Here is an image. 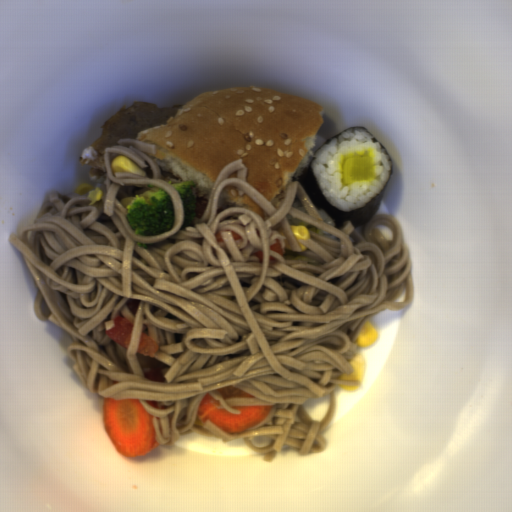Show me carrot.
I'll list each match as a JSON object with an SVG mask.
<instances>
[{"instance_id":"2","label":"carrot","mask_w":512,"mask_h":512,"mask_svg":"<svg viewBox=\"0 0 512 512\" xmlns=\"http://www.w3.org/2000/svg\"><path fill=\"white\" fill-rule=\"evenodd\" d=\"M241 410L240 414H231L221 406L219 400L206 393L200 400L197 416L201 422L211 421L228 434H241L269 416L274 405L231 406Z\"/></svg>"},{"instance_id":"3","label":"carrot","mask_w":512,"mask_h":512,"mask_svg":"<svg viewBox=\"0 0 512 512\" xmlns=\"http://www.w3.org/2000/svg\"><path fill=\"white\" fill-rule=\"evenodd\" d=\"M219 394L223 397V399L226 401V398H257L248 392L239 389L234 386H228L221 389H217Z\"/></svg>"},{"instance_id":"1","label":"carrot","mask_w":512,"mask_h":512,"mask_svg":"<svg viewBox=\"0 0 512 512\" xmlns=\"http://www.w3.org/2000/svg\"><path fill=\"white\" fill-rule=\"evenodd\" d=\"M104 431L116 452L125 457H142L159 443L153 419L139 399L114 400L103 397L101 405Z\"/></svg>"}]
</instances>
